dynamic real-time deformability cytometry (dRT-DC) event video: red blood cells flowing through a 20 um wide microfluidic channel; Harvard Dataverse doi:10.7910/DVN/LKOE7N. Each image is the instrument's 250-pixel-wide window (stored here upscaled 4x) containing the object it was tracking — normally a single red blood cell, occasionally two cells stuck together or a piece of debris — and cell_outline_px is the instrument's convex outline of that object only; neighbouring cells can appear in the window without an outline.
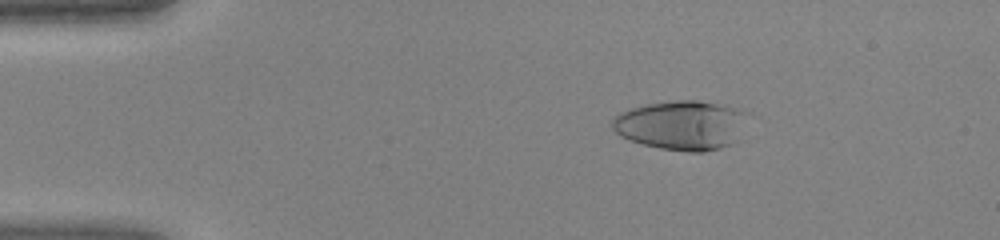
{"species": "human", "species_latin": "Homo sapiens", "temperature_condition": "warm", "stored_images_in_passage": 45, "camera_frame_rate_fps": 3000, "um_per_image_px": 0.085, "donor": {"sex": "female"}, "frame": {"image": 1, "passage_image": 8, "time_ms": 2.333, "image_size_px": [1000, 240], "cell_outline_px": [[748, 112], [740, 140], [732, 144], [720, 148], [704, 152], [688, 152], [660, 148], [644, 144], [620, 136], [612, 128], [612, 120], [620, 112], [628, 108], [648, 104], [676, 100], [696, 100], [736, 108]], "centroid_in_image_um": [57.96, 10.65], "position_along_channel_um": 27.0, "area_um2": 39.13}}
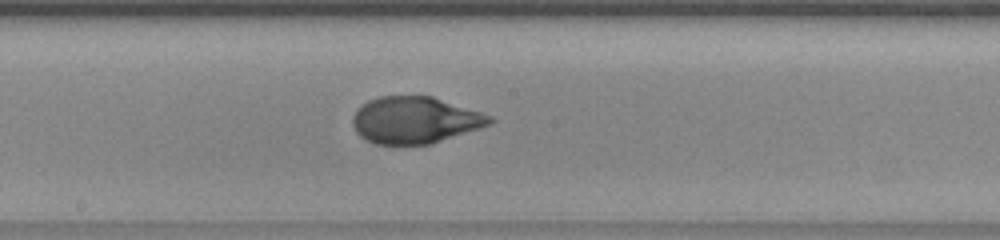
{"frame": {"image": 2, "passage_image": 25, "time_ms": 8.0, "image_size_px": [1000, 240], "cell_outline_px": [[496, 120], [492, 124], [432, 144], [376, 144], [360, 136], [356, 132], [352, 124], [352, 116], [368, 100], [380, 96], [432, 96], [492, 116]], "centroid_in_image_um": [35.29, 10.21], "position_along_channel_um": 212.9, "area_um2": 37.22}}
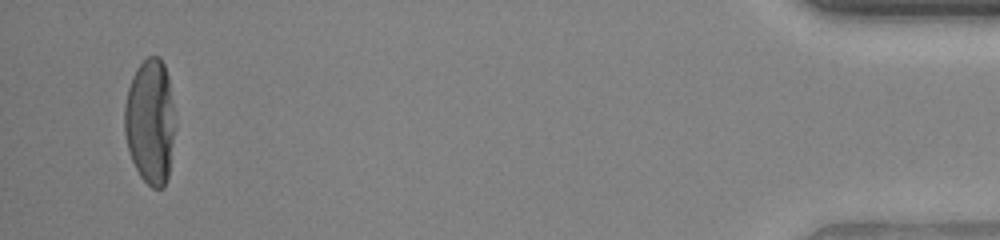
{"frame": {"image": 3, "passage_image": 44, "time_ms": 14.333, "image_size_px": [1000, 240], "cell_outline_px": [[176, 124], [168, 176], [164, 188], [152, 188], [140, 176], [128, 152], [124, 132], [124, 104], [128, 88], [132, 76], [136, 68], [148, 56], [160, 56], [164, 64], [168, 76], [176, 116]], "centroid_in_image_um": [12.78, 10.32], "position_along_channel_um": 422.4, "area_um2": 37.57}}